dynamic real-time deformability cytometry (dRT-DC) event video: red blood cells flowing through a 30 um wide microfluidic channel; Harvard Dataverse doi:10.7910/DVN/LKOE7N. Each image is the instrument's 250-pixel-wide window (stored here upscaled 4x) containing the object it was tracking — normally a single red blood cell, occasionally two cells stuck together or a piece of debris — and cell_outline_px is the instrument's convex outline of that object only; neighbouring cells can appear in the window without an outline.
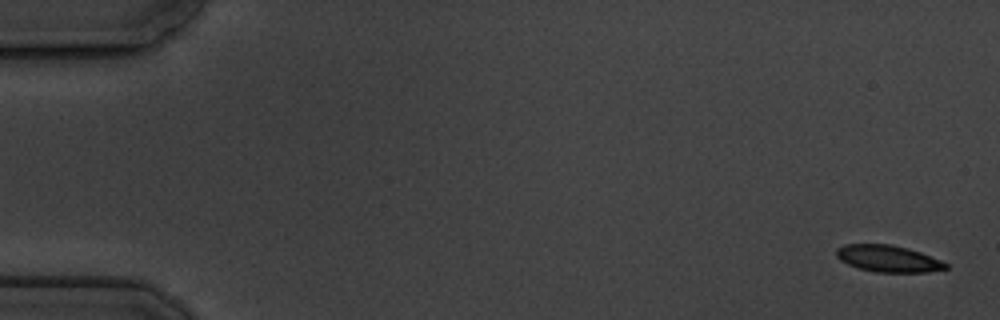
{"species": "common noctule bat (a hibernating species)", "species_latin": "Nyctalus noctula", "temperature_condition": "cold", "stored_images_in_passage": 5, "camera_frame_rate_fps": 3000, "um_per_image_px": 0.085, "animal": {"sex": "male", "body_mass_g": 19.5, "forearm_length_mm": 54.6}, "frame": {"image": 1, "passage_image": 1, "time_ms": 0.0, "image_size_px": [1000, 320], "cell_outline_px": [[948, 268], [928, 272], [876, 272], [860, 268], [848, 264], [840, 260], [836, 256], [836, 248], [844, 244], [892, 244], [908, 248], [920, 252], [940, 260], [948, 264]], "centroid_in_image_um": [75.48, 21.97], "position_along_channel_um": 9.5, "area_um2": 16.99}}
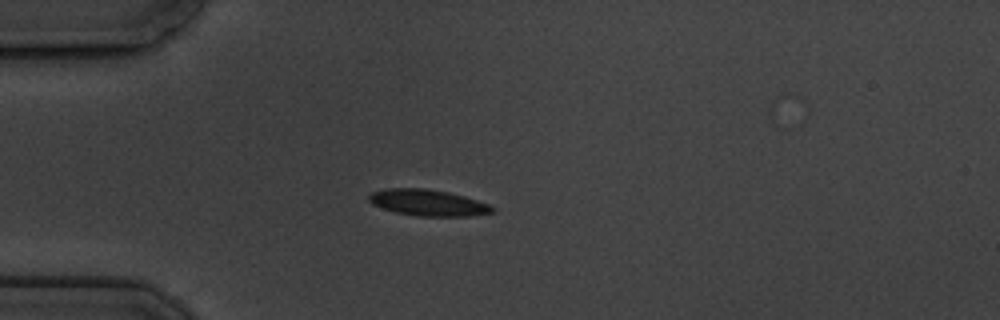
{"frame": {"image": 2, "passage_image": 5, "time_ms": 4.667, "image_size_px": [1000, 320], "cell_outline_px": [[496, 212], [468, 216], [420, 216], [396, 212], [372, 204], [368, 200], [368, 196], [372, 192], [384, 188], [424, 188], [448, 192], [464, 196], [488, 204], [496, 208]], "centroid_in_image_um": [36.38, 17.22], "position_along_channel_um": 48.6, "area_um2": 18.84}}